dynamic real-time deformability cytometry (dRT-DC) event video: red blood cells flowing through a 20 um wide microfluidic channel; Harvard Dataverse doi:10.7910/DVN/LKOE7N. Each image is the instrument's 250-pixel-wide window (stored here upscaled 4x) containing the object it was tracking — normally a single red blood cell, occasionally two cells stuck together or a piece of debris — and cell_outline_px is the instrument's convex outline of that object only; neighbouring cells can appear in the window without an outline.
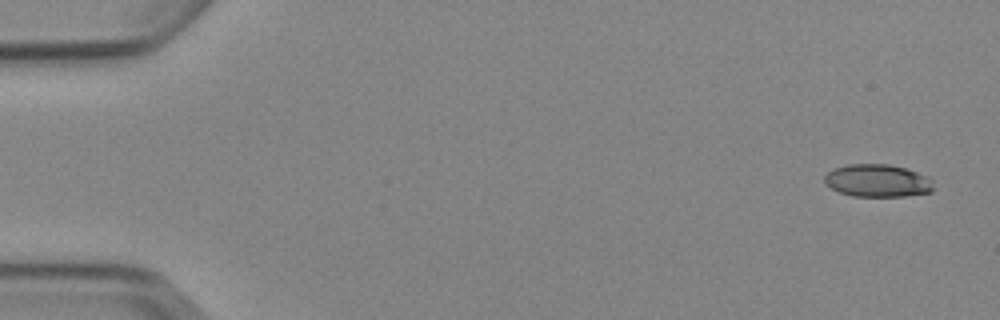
{"species": "Egyptian fruit bat (a non-hibernating species)", "species_latin": "Rousettus aegyptiacus", "temperature_condition": "cold", "stored_images_in_passage": 5, "camera_frame_rate_fps": 3000, "um_per_image_px": 0.085, "animal": {"sex": "female"}, "frame": {"image": 1, "passage_image": 1, "time_ms": 0.0, "image_size_px": [1000, 320], "cell_outline_px": [[932, 192], [904, 196], [852, 196], [840, 192], [824, 184], [824, 176], [828, 172], [836, 168], [848, 164], [888, 164], [904, 168], [916, 172], [932, 180]], "centroid_in_image_um": [74.56, 15.36], "position_along_channel_um": 10.4, "area_um2": 20.52}}
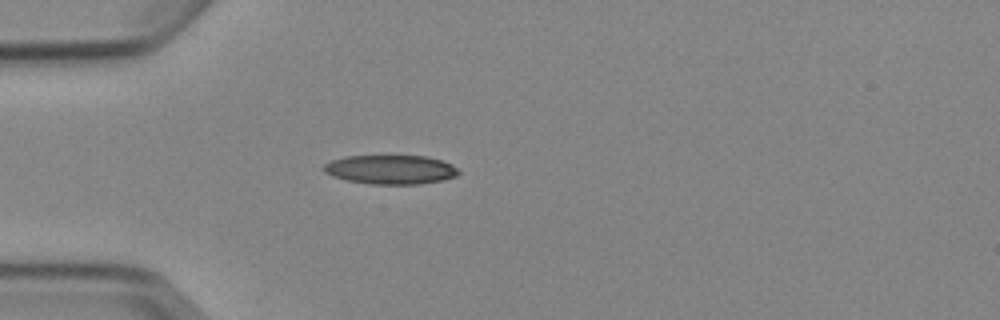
{"frame": {"image": 2, "passage_image": 5, "time_ms": 4.333, "image_size_px": [1000, 320], "cell_outline_px": [[460, 172], [456, 176], [444, 180], [420, 184], [372, 184], [348, 180], [332, 176], [324, 172], [324, 164], [332, 160], [344, 156], [424, 156], [440, 160], [452, 164]], "centroid_in_image_um": [33.21, 14.41], "position_along_channel_um": 51.8, "area_um2": 22.77}}